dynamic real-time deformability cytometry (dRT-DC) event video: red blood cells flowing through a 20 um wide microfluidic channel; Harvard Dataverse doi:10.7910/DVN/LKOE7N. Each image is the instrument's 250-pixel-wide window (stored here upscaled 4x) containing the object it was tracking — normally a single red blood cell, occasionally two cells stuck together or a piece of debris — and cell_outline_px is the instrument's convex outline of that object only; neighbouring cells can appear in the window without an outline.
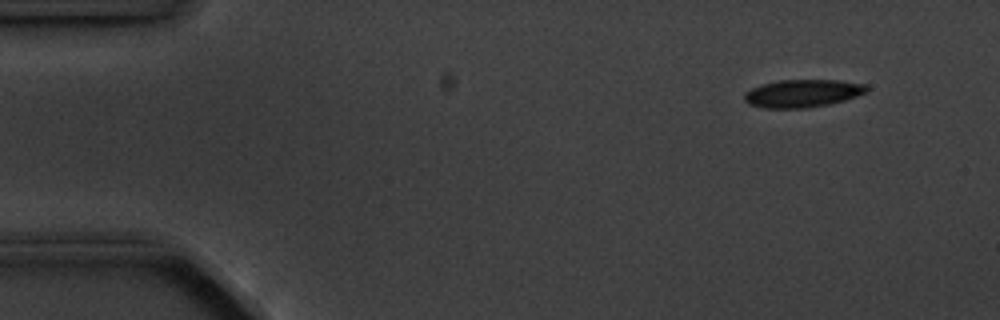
{"species": "common noctule bat (a hibernating species)", "species_latin": "Nyctalus noctula", "temperature_condition": "cold", "stored_images_in_passage": 3, "camera_frame_rate_fps": 3000, "um_per_image_px": 0.085, "animal": {"sex": "male", "body_mass_g": 20.1, "forearm_length_mm": 53.5}, "frame": {"image": 1, "passage_image": 1, "time_ms": 0.0, "image_size_px": [1000, 320], "cell_outline_px": [[868, 92], [844, 100], [828, 104], [808, 108], [764, 108], [748, 104], [744, 100], [744, 92], [752, 88], [764, 84], [780, 80], [840, 80], [868, 84]], "centroid_in_image_um": [68.24, 7.93], "position_along_channel_um": 16.8, "area_um2": 19.88}}